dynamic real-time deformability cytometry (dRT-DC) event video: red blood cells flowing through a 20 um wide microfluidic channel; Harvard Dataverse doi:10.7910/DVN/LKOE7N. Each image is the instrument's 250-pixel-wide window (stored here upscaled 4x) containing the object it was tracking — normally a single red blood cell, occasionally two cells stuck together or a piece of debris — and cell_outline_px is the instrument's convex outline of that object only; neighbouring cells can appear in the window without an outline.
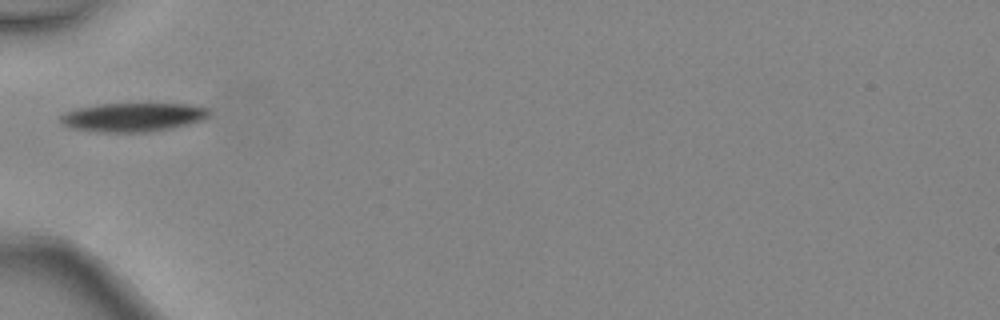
{"species": "common noctule bat (a hibernating species)", "species_latin": "Nyctalus noctula", "temperature_condition": "warm", "stored_images_in_passage": 6, "segment_of_instrument_passage": [1, 2], "camera_frame_rate_fps": 3000, "um_per_image_px": 0.085, "animal": {"sex": "female", "body_mass_g": 24.6, "forearm_length_mm": 56.2}, "frame": {"image": 1, "passage_image": 4, "time_ms": 1.0, "image_size_px": [1000, 320], "cell_outline_px": [[212, 112], [204, 120], [192, 124], [172, 128], [148, 132], [100, 132], [72, 128], [60, 124], [60, 116], [64, 112], [76, 108], [96, 104], [188, 104], [212, 108]], "centroid_in_image_um": [11.34, 9.96], "position_along_channel_um": 73.7, "area_um2": 25.37}}